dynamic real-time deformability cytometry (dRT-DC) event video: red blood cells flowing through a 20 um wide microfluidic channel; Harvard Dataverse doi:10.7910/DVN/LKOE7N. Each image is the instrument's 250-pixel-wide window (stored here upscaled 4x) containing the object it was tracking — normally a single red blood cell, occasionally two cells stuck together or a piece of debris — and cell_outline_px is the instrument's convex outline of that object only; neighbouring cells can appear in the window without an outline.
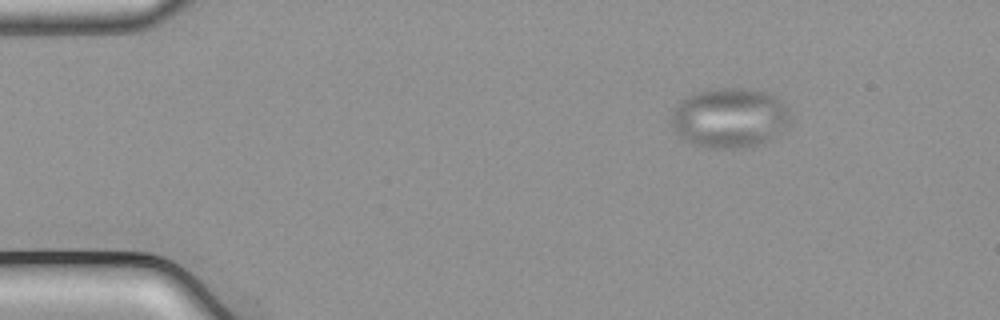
{"species": "common noctule bat (a hibernating species)", "species_latin": "Nyctalus noctula", "temperature_condition": "cold", "stored_images_in_passage": 47, "camera_frame_rate_fps": 3000, "um_per_image_px": 0.085, "animal": {"sex": "male", "body_mass_g": 21.5, "forearm_length_mm": 52.0}, "frame": {"image": 1, "passage_image": 1, "time_ms": 0.0, "image_size_px": [1000, 320], "cell_outline_px": [[788, 120], [764, 144], [740, 148], [708, 148], [692, 144], [680, 136], [672, 128], [672, 112], [680, 100], [692, 92], [716, 88], [744, 88], [764, 92], [776, 96], [788, 108]], "centroid_in_image_um": [61.95, 10.0], "position_along_channel_um": 23.1, "area_um2": 41.21}}
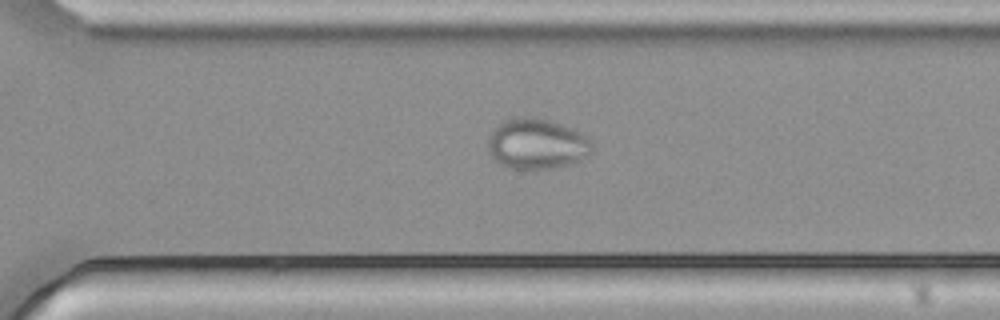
{"frame": {"image": 2, "passage_image": 31, "time_ms": 10.0, "image_size_px": [1000, 320], "cell_outline_px": [[592, 152], [588, 156], [572, 164], [552, 168], [524, 172], [504, 168], [488, 152], [488, 136], [492, 128], [504, 120], [516, 116], [532, 116], [548, 120], [560, 124], [580, 132], [592, 144]], "centroid_in_image_um": [45.56, 12.27], "position_along_channel_um": 325.0, "area_um2": 31.5}}
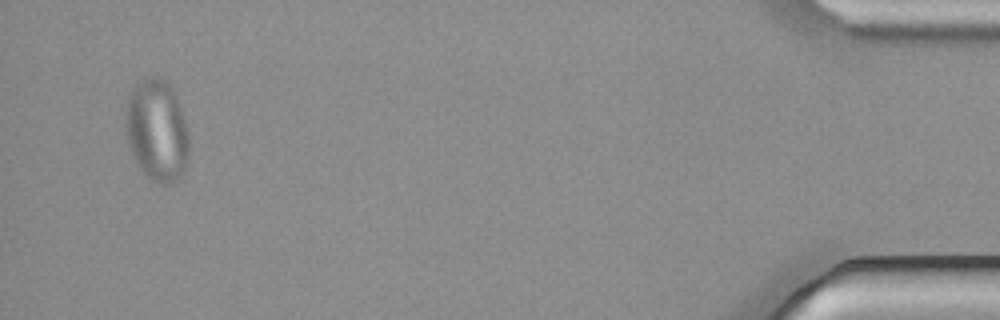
{"frame": {"image": 3, "passage_image": 45, "time_ms": 14.667, "image_size_px": [1000, 320], "cell_outline_px": [[188, 156], [184, 172], [172, 184], [160, 184], [152, 180], [140, 168], [128, 144], [124, 116], [128, 96], [136, 84], [140, 80], [148, 76], [152, 76], [164, 80], [172, 88], [180, 104], [188, 132]], "centroid_in_image_um": [13.34, 11.08], "position_along_channel_um": 421.9, "area_um2": 37.69}}